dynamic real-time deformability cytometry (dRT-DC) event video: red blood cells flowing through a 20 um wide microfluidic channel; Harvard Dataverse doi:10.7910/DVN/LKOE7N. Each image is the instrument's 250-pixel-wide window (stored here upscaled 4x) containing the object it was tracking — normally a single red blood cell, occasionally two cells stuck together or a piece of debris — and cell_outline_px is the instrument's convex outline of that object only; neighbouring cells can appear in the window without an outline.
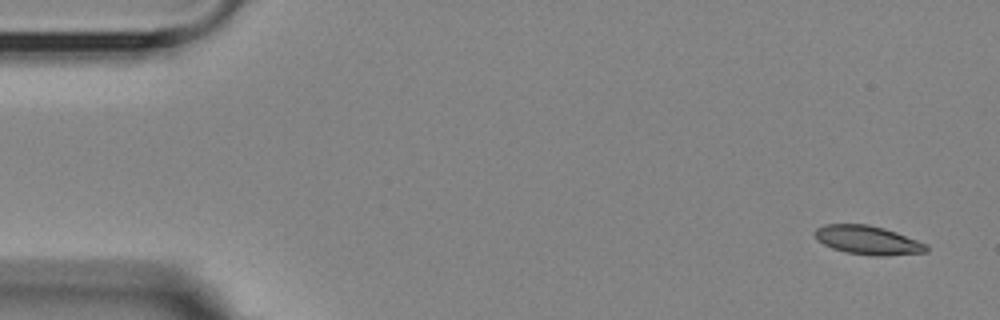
{"species": "Egyptian fruit bat (a non-hibernating species)", "species_latin": "Rousettus aegyptiacus", "temperature_condition": "room temperature", "stored_images_in_passage": 5, "camera_frame_rate_fps": 3000, "um_per_image_px": 0.085, "animal": {"sex": "female"}, "frame": {"image": 1, "passage_image": 1, "time_ms": 0.0, "image_size_px": [1000, 320], "cell_outline_px": [[928, 252], [884, 256], [872, 256], [848, 252], [832, 248], [816, 240], [812, 232], [816, 228], [824, 224], [868, 224], [884, 228], [896, 232], [928, 244]], "centroid_in_image_um": [73.75, 20.41], "position_along_channel_um": 11.2, "area_um2": 18.9}}